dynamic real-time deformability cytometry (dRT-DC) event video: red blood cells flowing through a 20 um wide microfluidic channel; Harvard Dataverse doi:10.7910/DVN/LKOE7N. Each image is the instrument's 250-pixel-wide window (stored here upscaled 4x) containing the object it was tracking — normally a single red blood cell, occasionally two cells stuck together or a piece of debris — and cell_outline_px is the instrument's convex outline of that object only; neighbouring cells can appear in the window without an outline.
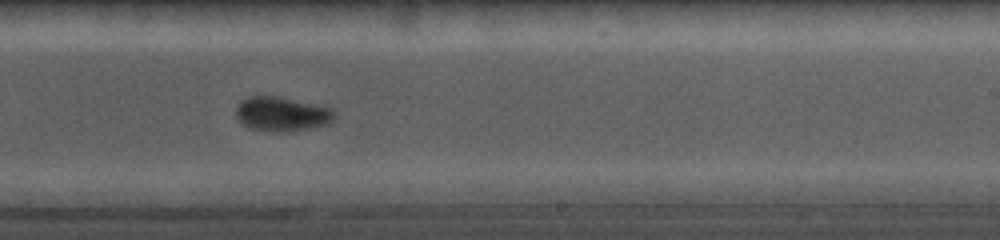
{"species": "common noctule bat (a hibernating species)", "species_latin": "Nyctalus noctula", "temperature_condition": "cold", "stored_images_in_passage": 58, "camera_frame_rate_fps": 5000, "um_per_image_px": 0.085, "animal": {"sex": "female", "body_mass_g": 19.0, "forearm_length_mm": 56.7}, "frame": {"image": 1, "passage_image": 34, "time_ms": 6.6, "image_size_px": [1000, 240], "cell_outline_px": [[336, 116], [332, 124], [292, 132], [264, 132], [248, 128], [240, 124], [236, 120], [236, 112], [240, 104], [248, 100], [280, 100], [324, 108], [332, 112]], "centroid_in_image_um": [23.96, 9.87], "position_along_channel_um": 265.0, "area_um2": 18.15}}